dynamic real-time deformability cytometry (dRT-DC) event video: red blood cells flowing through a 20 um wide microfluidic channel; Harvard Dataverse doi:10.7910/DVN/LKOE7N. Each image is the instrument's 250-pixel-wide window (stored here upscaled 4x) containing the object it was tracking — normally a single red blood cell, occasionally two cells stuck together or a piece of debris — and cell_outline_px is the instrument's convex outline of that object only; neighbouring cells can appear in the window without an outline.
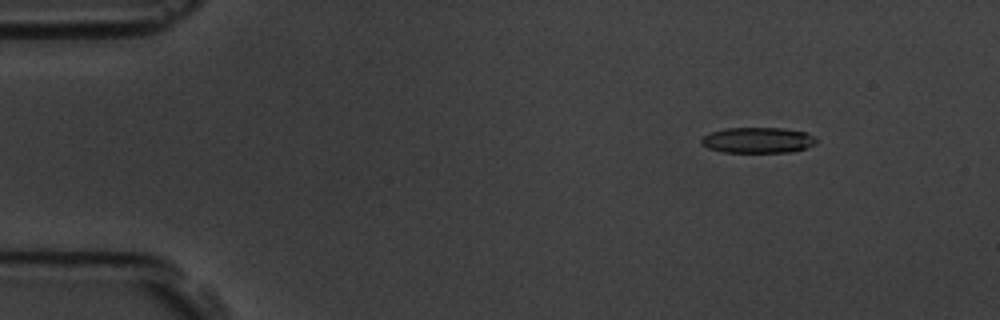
{"species": "common noctule bat (a hibernating species)", "species_latin": "Nyctalus noctula", "temperature_condition": "room temperature", "stored_images_in_passage": 59, "camera_frame_rate_fps": 3000, "um_per_image_px": 0.085, "animal": {"sex": "male", "body_mass_g": 19.5, "forearm_length_mm": 54.6}, "frame": {"image": 1, "passage_image": 8, "time_ms": 2.333, "image_size_px": [1000, 320], "cell_outline_px": [[820, 140], [816, 144], [804, 148], [788, 152], [720, 152], [708, 148], [700, 144], [700, 140], [704, 136], [712, 132], [724, 128], [784, 128], [804, 132]], "centroid_in_image_um": [64.39, 11.92], "position_along_channel_um": 20.6, "area_um2": 17.22}}
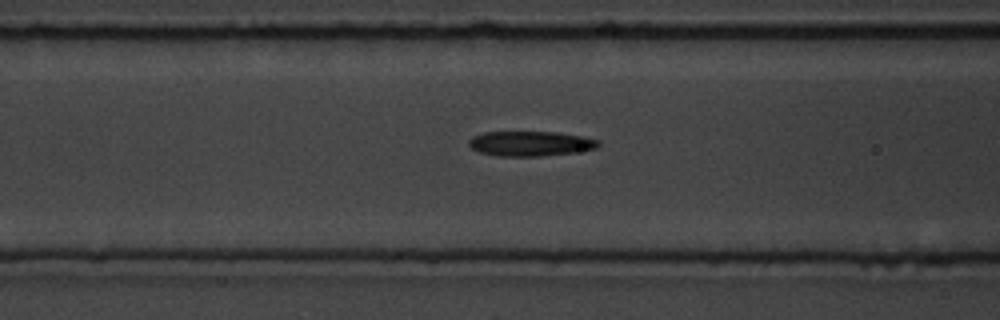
{"frame": {"image": 2, "passage_image": 24, "time_ms": 7.667, "image_size_px": [1000, 320], "cell_outline_px": [[600, 144], [596, 148], [572, 152], [540, 156], [496, 156], [480, 152], [472, 148], [468, 144], [468, 140], [472, 136], [484, 132], [556, 132], [584, 136], [600, 140]], "centroid_in_image_um": [45.07, 12.2], "position_along_channel_um": 121.5, "area_um2": 18.79}}
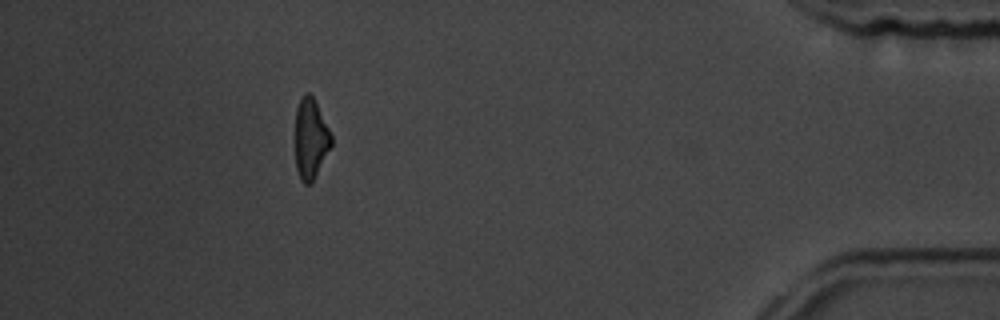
{"frame": {"image": 3, "passage_image": 53, "time_ms": 17.333, "image_size_px": [1000, 320], "cell_outline_px": [[332, 144], [312, 180], [308, 184], [304, 184], [300, 180], [296, 168], [296, 108], [304, 92], [308, 92], [312, 96], [332, 136]], "centroid_in_image_um": [26.39, 11.78], "position_along_channel_um": 408.8, "area_um2": 16.36}, "authors_computed_cell_mechanics": {"area_um2": 18.3226, "velocity_mm_per_s": 3.5403, "shape_relaxation_time_tau1_ms": 4.9725, "shape_relaxation_time_tau2_ms": 3.3961, "deformation_change_tau1": 0.1312, "deformation_change_tau2": 0.1189}}